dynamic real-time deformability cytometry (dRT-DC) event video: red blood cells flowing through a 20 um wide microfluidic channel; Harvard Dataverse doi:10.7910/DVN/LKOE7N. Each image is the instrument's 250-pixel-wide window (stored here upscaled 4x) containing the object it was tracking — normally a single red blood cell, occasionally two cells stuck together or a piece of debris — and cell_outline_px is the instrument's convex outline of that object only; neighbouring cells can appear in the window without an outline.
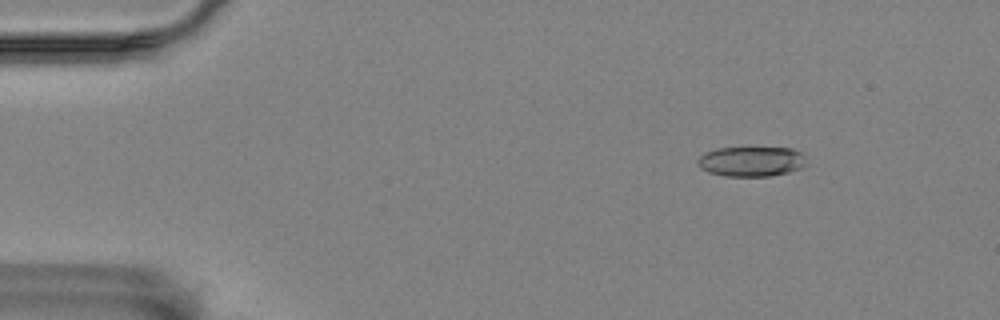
{"species": "Egyptian fruit bat (a non-hibernating species)", "species_latin": "Rousettus aegyptiacus", "temperature_condition": "room temperature", "stored_images_in_passage": 7, "camera_frame_rate_fps": 3000, "um_per_image_px": 0.085, "animal": {"sex": "female"}, "frame": {"image": 1, "passage_image": 3, "time_ms": 2.333, "image_size_px": [1000, 320], "cell_outline_px": [[808, 164], [800, 168], [788, 172], [768, 176], [724, 176], [708, 172], [700, 168], [696, 160], [704, 152], [716, 148], [792, 148], [800, 152], [804, 156]], "centroid_in_image_um": [63.84, 13.72], "position_along_channel_um": 21.2, "area_um2": 19.07}}